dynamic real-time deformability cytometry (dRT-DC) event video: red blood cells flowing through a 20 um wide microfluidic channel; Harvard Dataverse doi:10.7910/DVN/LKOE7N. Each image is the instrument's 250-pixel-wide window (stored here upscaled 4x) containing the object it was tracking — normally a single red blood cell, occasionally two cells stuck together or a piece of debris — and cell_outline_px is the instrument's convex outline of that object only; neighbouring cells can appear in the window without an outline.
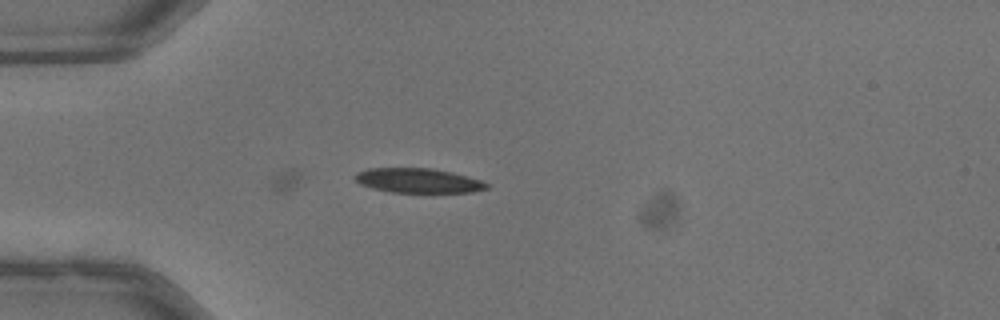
{"species": "common noctule bat (a hibernating species)", "species_latin": "Nyctalus noctula", "temperature_condition": "warm", "stored_images_in_passage": 25, "camera_frame_rate_fps": 3000, "um_per_image_px": 0.085, "animal": {"sex": "male", "body_mass_g": 13.3}, "frame": {"image": 1, "passage_image": 25, "time_ms": 8.0, "image_size_px": [1000, 320], "cell_outline_px": [[488, 188], [472, 192], [392, 192], [372, 188], [360, 184], [356, 180], [356, 172], [368, 168], [432, 168], [452, 172], [480, 180], [488, 184]], "centroid_in_image_um": [35.53, 15.34], "position_along_channel_um": 49.5, "area_um2": 18.67}}